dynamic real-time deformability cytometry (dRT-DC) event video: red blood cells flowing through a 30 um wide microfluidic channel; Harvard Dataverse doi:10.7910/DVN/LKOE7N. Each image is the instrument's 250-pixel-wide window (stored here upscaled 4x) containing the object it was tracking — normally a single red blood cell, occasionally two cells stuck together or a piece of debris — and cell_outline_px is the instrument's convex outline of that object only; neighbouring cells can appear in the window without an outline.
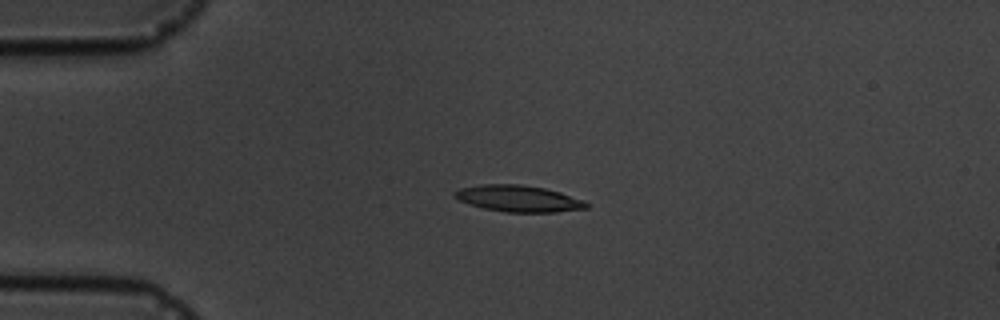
{"species": "common noctule bat (a hibernating species)", "species_latin": "Nyctalus noctula", "temperature_condition": "cold", "stored_images_in_passage": 5, "segment_of_instrument_passage": [1, 2], "camera_frame_rate_fps": 3000, "um_per_image_px": 0.085, "animal": {"sex": "male", "body_mass_g": 19.5, "forearm_length_mm": 54.6}, "frame": {"image": 1, "passage_image": 3, "time_ms": 3.333, "image_size_px": [1000, 320], "cell_outline_px": [[592, 204], [588, 208], [556, 212], [504, 212], [484, 208], [468, 204], [452, 196], [452, 192], [460, 188], [480, 184], [520, 184], [544, 188], [560, 192], [584, 200]], "centroid_in_image_um": [44.07, 16.88], "position_along_channel_um": 40.9, "area_um2": 20.52}}